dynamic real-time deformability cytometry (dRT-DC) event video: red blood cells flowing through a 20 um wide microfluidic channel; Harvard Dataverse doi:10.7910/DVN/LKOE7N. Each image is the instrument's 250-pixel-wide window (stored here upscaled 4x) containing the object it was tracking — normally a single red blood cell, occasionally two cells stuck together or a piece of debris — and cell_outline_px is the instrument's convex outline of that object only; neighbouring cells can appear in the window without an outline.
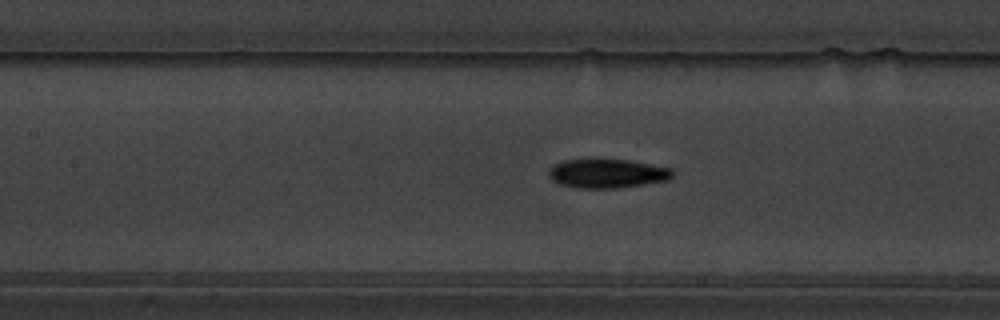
{"species": "common noctule bat (a hibernating species)", "species_latin": "Nyctalus noctula", "temperature_condition": "warm", "stored_images_in_passage": 59, "camera_frame_rate_fps": 3000, "um_per_image_px": 0.085, "animal": {"sex": "male", "body_mass_g": 19.5, "forearm_length_mm": 54.6}, "frame": {"image": 1, "passage_image": 28, "time_ms": 9.0, "image_size_px": [1000, 320], "cell_outline_px": [[672, 176], [668, 180], [612, 188], [576, 188], [560, 184], [552, 180], [548, 176], [548, 172], [556, 164], [564, 160], [588, 156], [596, 156], [628, 160], [672, 168]], "centroid_in_image_um": [51.54, 14.69], "position_along_channel_um": 155.9, "area_um2": 21.5}}
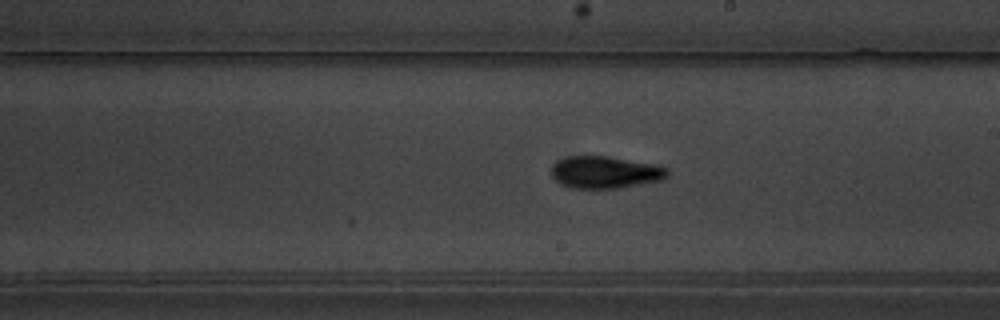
{"frame": {"image": 2, "passage_image": 35, "time_ms": 11.333, "image_size_px": [1000, 320], "cell_outline_px": [[668, 176], [664, 180], [616, 188], [572, 188], [560, 184], [552, 176], [552, 164], [556, 160], [568, 156], [608, 156], [652, 164], [668, 168]], "centroid_in_image_um": [51.42, 14.64], "position_along_channel_um": 237.6, "area_um2": 21.73}}
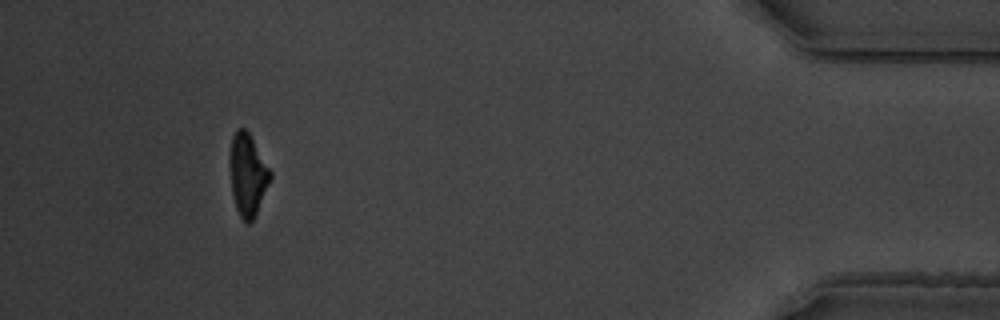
{"frame": {"image": 3, "passage_image": 55, "time_ms": 18.0, "image_size_px": [1000, 320], "cell_outline_px": [[272, 176], [256, 212], [252, 220], [248, 224], [240, 216], [236, 208], [232, 192], [232, 136], [236, 128], [244, 128], [248, 132], [272, 172]], "centroid_in_image_um": [21.08, 14.85], "position_along_channel_um": 414.1, "area_um2": 18.38}, "authors_computed_cell_mechanics": {"area_um2": 20.2878, "velocity_mm_per_s": 3.5153, "shape_relaxation_time_tau1_ms": 4.5501, "shape_relaxation_time_tau2_ms": 2.8451, "deformation_change_tau1": 0.1781, "deformation_change_tau2": 0.1101}}